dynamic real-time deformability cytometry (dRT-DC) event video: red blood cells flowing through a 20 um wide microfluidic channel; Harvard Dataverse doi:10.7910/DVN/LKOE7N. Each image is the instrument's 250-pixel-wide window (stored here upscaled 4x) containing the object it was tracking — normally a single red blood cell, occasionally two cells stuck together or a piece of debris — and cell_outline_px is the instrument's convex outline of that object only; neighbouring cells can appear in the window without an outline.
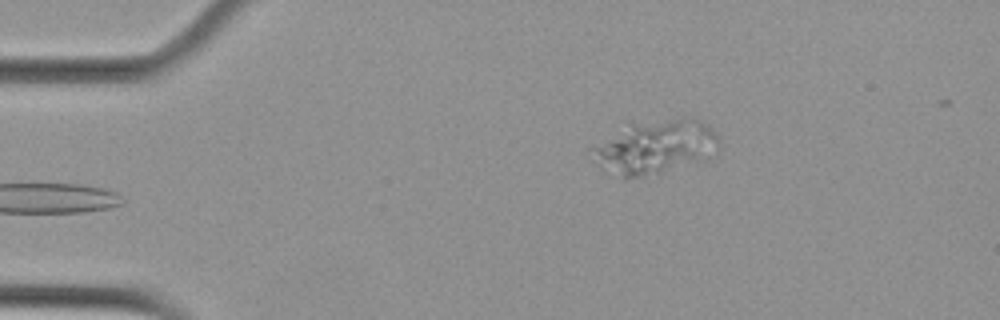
{"species": "Egyptian fruit bat (a non-hibernating species)", "species_latin": "Rousettus aegyptiacus", "temperature_condition": "cold", "stored_images_in_passage": 5, "camera_frame_rate_fps": 3000, "um_per_image_px": 0.085, "animal": {"sex": "female"}, "frame": {"image": 1, "passage_image": 5, "time_ms": 1.333, "image_size_px": [1000, 320], "cell_outline_px": [[720, 148], [716, 156], [708, 160], [644, 180], [624, 180], [600, 168], [592, 160], [588, 148], [628, 120], [696, 120], [708, 124], [712, 128], [720, 140]], "centroid_in_image_um": [55.62, 12.56], "position_along_channel_um": 29.4, "area_um2": 42.6}}